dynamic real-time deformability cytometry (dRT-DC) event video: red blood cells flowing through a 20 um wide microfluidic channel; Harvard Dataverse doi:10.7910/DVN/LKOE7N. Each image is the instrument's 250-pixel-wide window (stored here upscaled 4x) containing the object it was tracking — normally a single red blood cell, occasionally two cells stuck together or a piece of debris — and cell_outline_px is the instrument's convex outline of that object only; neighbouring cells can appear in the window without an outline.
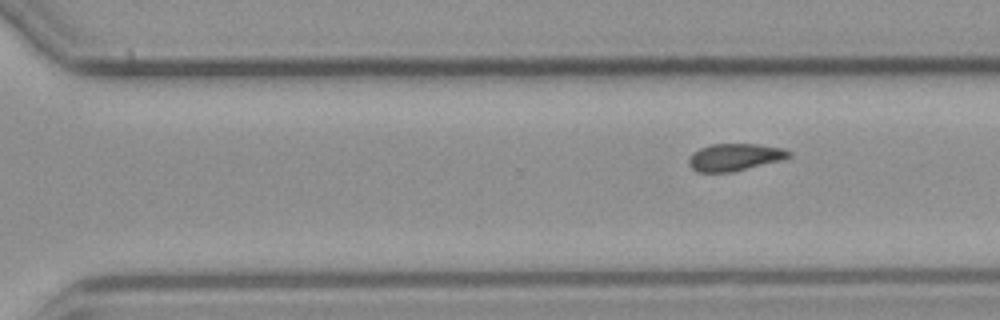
{"species": "common noctule bat (a hibernating species)", "species_latin": "Nyctalus noctula", "temperature_condition": "cold", "stored_images_in_passage": 9, "segment_of_instrument_passage": [2, 2], "camera_frame_rate_fps": 3000, "um_per_image_px": 0.085, "animal": {"sex": "male", "body_mass_g": 23.1, "forearm_length_mm": 52.7}, "frame": {"image": 1, "passage_image": 9, "time_ms": 10.333, "image_size_px": [1000, 320], "cell_outline_px": [[792, 156], [784, 160], [732, 172], [696, 172], [688, 164], [688, 160], [692, 152], [700, 148], [712, 144], [756, 144], [784, 148], [792, 152]], "centroid_in_image_um": [62.48, 13.36], "position_along_channel_um": 308.1, "area_um2": 16.13}}